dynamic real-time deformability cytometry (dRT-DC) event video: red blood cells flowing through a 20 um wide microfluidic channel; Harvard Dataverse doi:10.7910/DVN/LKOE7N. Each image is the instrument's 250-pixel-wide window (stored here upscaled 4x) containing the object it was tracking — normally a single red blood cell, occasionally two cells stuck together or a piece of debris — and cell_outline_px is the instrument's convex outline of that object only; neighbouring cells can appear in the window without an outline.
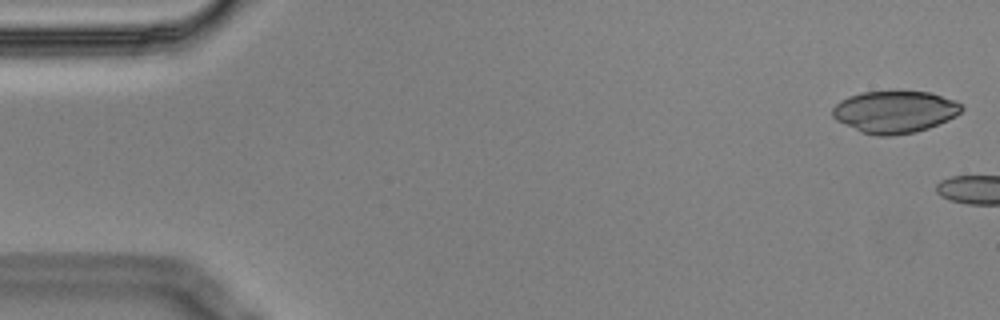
{"species": "Egyptian fruit bat (a non-hibernating species)", "species_latin": "Rousettus aegyptiacus", "temperature_condition": "cold", "stored_images_in_passage": 2, "camera_frame_rate_fps": 3000, "um_per_image_px": 0.085, "animal": {"sex": "male"}, "frame": {"image": 1, "passage_image": 1, "time_ms": 0.0, "image_size_px": [1000, 320], "cell_outline_px": [[964, 108], [956, 116], [948, 120], [928, 128], [916, 132], [892, 136], [876, 136], [860, 132], [836, 120], [832, 116], [832, 108], [840, 100], [848, 96], [860, 92], [896, 88], [900, 88], [928, 92], [956, 100]], "centroid_in_image_um": [76.04, 9.46], "position_along_channel_um": 9.0, "area_um2": 32.77}}